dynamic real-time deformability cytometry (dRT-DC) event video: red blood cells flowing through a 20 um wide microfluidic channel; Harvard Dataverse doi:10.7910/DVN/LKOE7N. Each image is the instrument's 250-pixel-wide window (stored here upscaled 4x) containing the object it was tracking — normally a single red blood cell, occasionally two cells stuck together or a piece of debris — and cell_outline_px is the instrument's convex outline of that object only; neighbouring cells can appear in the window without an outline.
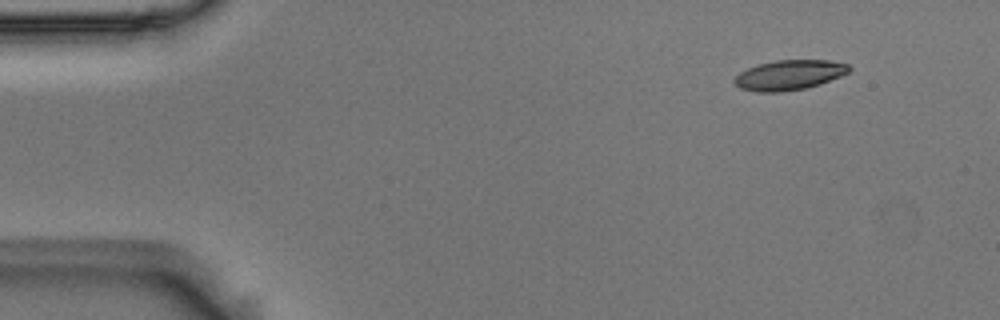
{"species": "Egyptian fruit bat (a non-hibernating species)", "species_latin": "Rousettus aegyptiacus", "temperature_condition": "room temperature", "stored_images_in_passage": 5, "segment_of_instrument_passage": [2, 2], "camera_frame_rate_fps": 3000, "um_per_image_px": 0.085, "animal": {"sex": "male"}, "frame": {"image": 1, "passage_image": 5, "time_ms": 1.333, "image_size_px": [1000, 320], "cell_outline_px": [[852, 68], [848, 72], [840, 76], [820, 84], [808, 88], [780, 92], [756, 92], [740, 88], [732, 80], [740, 72], [748, 68], [760, 64], [776, 60], [828, 60], [848, 64]], "centroid_in_image_um": [67.09, 6.38], "position_along_channel_um": 17.9, "area_um2": 20.0}}